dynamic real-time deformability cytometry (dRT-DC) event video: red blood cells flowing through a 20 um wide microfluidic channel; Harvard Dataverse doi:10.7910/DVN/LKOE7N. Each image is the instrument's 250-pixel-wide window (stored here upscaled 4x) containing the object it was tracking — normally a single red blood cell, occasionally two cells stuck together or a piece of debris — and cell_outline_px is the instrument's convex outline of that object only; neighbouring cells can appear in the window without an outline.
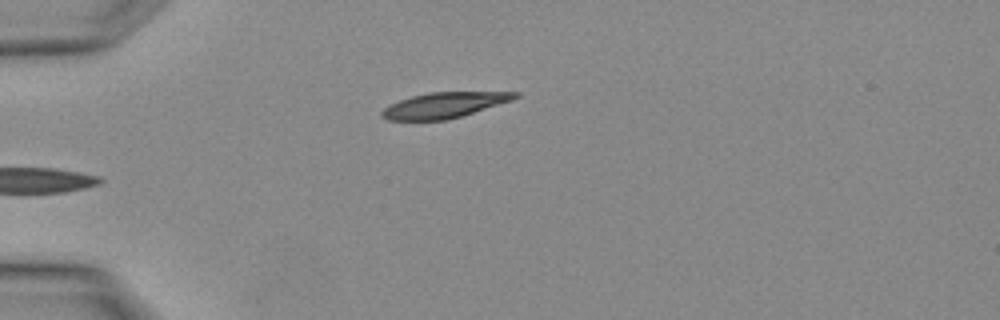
{"species": "Egyptian fruit bat (a non-hibernating species)", "species_latin": "Rousettus aegyptiacus", "temperature_condition": "warm", "stored_images_in_passage": 4, "camera_frame_rate_fps": 3000, "um_per_image_px": 0.085, "animal": {"sex": "female"}, "frame": {"image": 1, "passage_image": 3, "time_ms": 0.667, "image_size_px": [1000, 320], "cell_outline_px": [[520, 96], [512, 100], [460, 116], [444, 120], [388, 120], [380, 116], [380, 112], [384, 108], [400, 100], [412, 96], [428, 92], [520, 92]], "centroid_in_image_um": [37.74, 8.93], "position_along_channel_um": 47.3, "area_um2": 19.54}}